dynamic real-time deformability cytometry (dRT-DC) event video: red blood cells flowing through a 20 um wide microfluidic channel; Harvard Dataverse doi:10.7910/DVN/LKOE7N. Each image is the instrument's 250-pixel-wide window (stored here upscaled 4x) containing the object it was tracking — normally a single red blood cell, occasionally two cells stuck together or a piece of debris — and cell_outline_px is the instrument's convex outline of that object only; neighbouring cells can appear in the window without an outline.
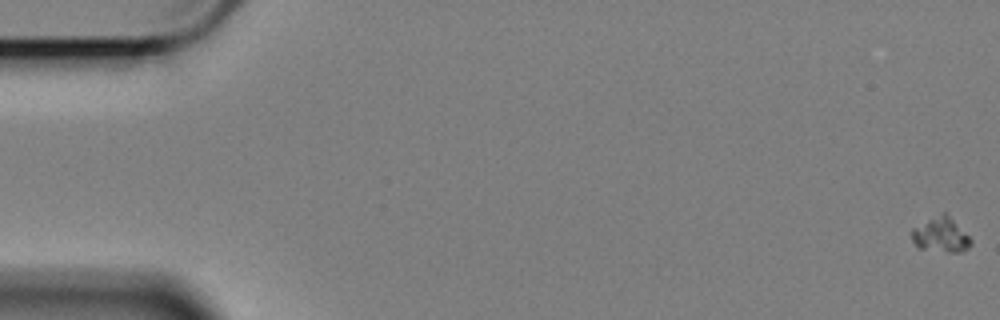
{"species": "Egyptian fruit bat (a non-hibernating species)", "species_latin": "Rousettus aegyptiacus", "temperature_condition": "cold", "stored_images_in_passage": 61, "segment_of_instrument_passage": [1, 2], "camera_frame_rate_fps": 3000, "um_per_image_px": 0.085, "animal": {"sex": "female"}, "frame": {"image": 1, "passage_image": 1, "time_ms": 0.0, "image_size_px": [1000, 320], "cell_outline_px": [[972, 244], [968, 248], [960, 252], [948, 252], [916, 248], [912, 240], [912, 228], [944, 212], [972, 240]], "centroid_in_image_um": [79.95, 20.01], "position_along_channel_um": 5.1, "area_um2": 11.68}}
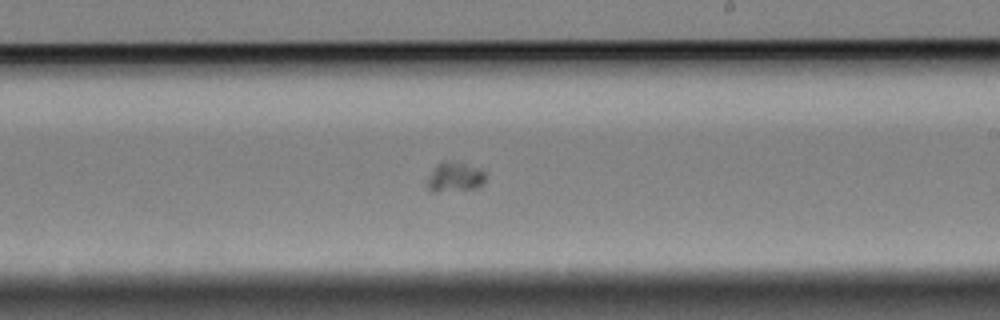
{"frame": {"image": 2, "passage_image": 36, "time_ms": 11.667, "image_size_px": [1000, 320], "cell_outline_px": [[488, 176], [484, 184], [480, 188], [436, 192], [428, 192], [424, 184], [424, 180], [436, 164], [444, 160], [448, 160], [480, 168]], "centroid_in_image_um": [38.61, 15.07], "position_along_channel_um": 250.4, "area_um2": 10.75}}
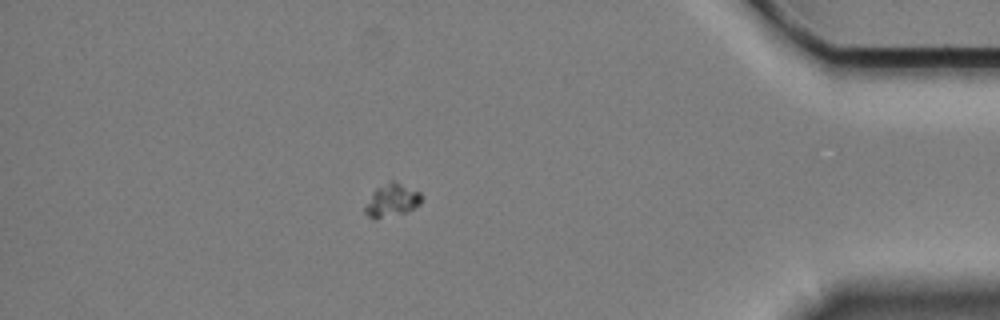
{"frame": {"image": 3, "passage_image": 53, "time_ms": 17.333, "image_size_px": [1000, 320], "cell_outline_px": [[420, 204], [404, 212], [376, 220], [372, 220], [364, 212], [364, 204], [372, 192], [376, 188], [392, 180], [420, 192]], "centroid_in_image_um": [33.22, 17.05], "position_along_channel_um": 402.0, "area_um2": 10.75}}